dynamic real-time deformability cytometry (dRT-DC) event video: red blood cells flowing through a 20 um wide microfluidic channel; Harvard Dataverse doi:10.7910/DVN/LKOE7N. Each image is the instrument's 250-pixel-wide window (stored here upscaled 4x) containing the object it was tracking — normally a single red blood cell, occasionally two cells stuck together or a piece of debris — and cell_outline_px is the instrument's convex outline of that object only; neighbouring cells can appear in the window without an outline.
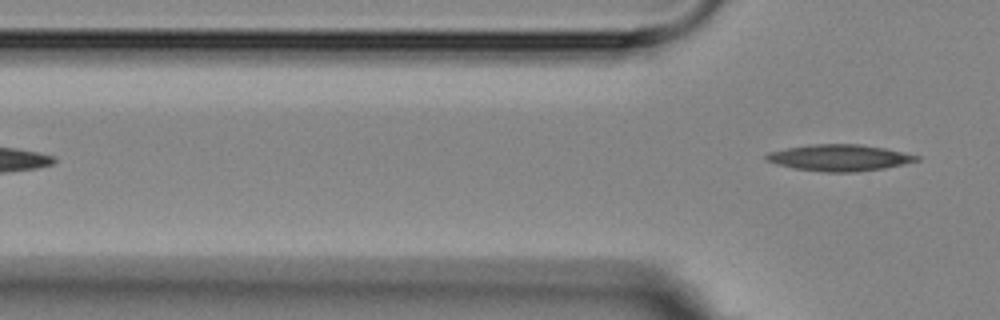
{"species": "Egyptian fruit bat (a non-hibernating species)", "species_latin": "Rousettus aegyptiacus", "temperature_condition": "room temperature", "stored_images_in_passage": 6, "camera_frame_rate_fps": 3000, "um_per_image_px": 0.085, "animal": {"sex": "female"}, "frame": {"image": 1, "passage_image": 6, "time_ms": 6.667, "image_size_px": [1000, 320], "cell_outline_px": [[920, 160], [904, 164], [884, 168], [852, 172], [824, 172], [792, 168], [776, 164], [764, 160], [764, 156], [768, 152], [788, 148], [812, 144], [860, 144], [884, 148], [904, 152], [920, 156]], "centroid_in_image_um": [71.33, 13.41], "position_along_channel_um": 54.5, "area_um2": 23.18}}